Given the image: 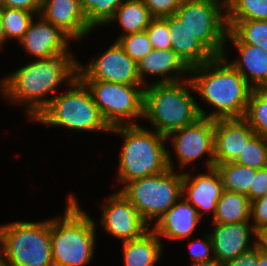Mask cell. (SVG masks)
<instances>
[{"label": "cell", "mask_w": 267, "mask_h": 266, "mask_svg": "<svg viewBox=\"0 0 267 266\" xmlns=\"http://www.w3.org/2000/svg\"><path fill=\"white\" fill-rule=\"evenodd\" d=\"M75 53H68L49 59L32 60L0 77V96L13 106H23L24 115L31 123L49 105L51 99L60 93L77 77L78 59ZM56 92V93H55Z\"/></svg>", "instance_id": "cell-1"}, {"label": "cell", "mask_w": 267, "mask_h": 266, "mask_svg": "<svg viewBox=\"0 0 267 266\" xmlns=\"http://www.w3.org/2000/svg\"><path fill=\"white\" fill-rule=\"evenodd\" d=\"M190 80L198 100H202V105L209 104L212 110L209 113L197 101L201 117L213 120L244 117L253 88L223 55L191 68Z\"/></svg>", "instance_id": "cell-2"}, {"label": "cell", "mask_w": 267, "mask_h": 266, "mask_svg": "<svg viewBox=\"0 0 267 266\" xmlns=\"http://www.w3.org/2000/svg\"><path fill=\"white\" fill-rule=\"evenodd\" d=\"M80 204L70 193L62 217H50L53 266H87L94 261L99 225Z\"/></svg>", "instance_id": "cell-3"}, {"label": "cell", "mask_w": 267, "mask_h": 266, "mask_svg": "<svg viewBox=\"0 0 267 266\" xmlns=\"http://www.w3.org/2000/svg\"><path fill=\"white\" fill-rule=\"evenodd\" d=\"M110 134L122 139L115 174V181L121 184L119 191L131 181L169 169L167 139L155 130L139 123L113 127Z\"/></svg>", "instance_id": "cell-4"}, {"label": "cell", "mask_w": 267, "mask_h": 266, "mask_svg": "<svg viewBox=\"0 0 267 266\" xmlns=\"http://www.w3.org/2000/svg\"><path fill=\"white\" fill-rule=\"evenodd\" d=\"M197 98L190 78L147 85L144 88L143 120L151 125V129L167 137L201 117Z\"/></svg>", "instance_id": "cell-5"}, {"label": "cell", "mask_w": 267, "mask_h": 266, "mask_svg": "<svg viewBox=\"0 0 267 266\" xmlns=\"http://www.w3.org/2000/svg\"><path fill=\"white\" fill-rule=\"evenodd\" d=\"M61 88L64 92L54 96L32 123L73 132L110 133L111 128L102 118L91 92L78 76Z\"/></svg>", "instance_id": "cell-6"}, {"label": "cell", "mask_w": 267, "mask_h": 266, "mask_svg": "<svg viewBox=\"0 0 267 266\" xmlns=\"http://www.w3.org/2000/svg\"><path fill=\"white\" fill-rule=\"evenodd\" d=\"M0 254L11 266H53L50 218L0 224Z\"/></svg>", "instance_id": "cell-7"}, {"label": "cell", "mask_w": 267, "mask_h": 266, "mask_svg": "<svg viewBox=\"0 0 267 266\" xmlns=\"http://www.w3.org/2000/svg\"><path fill=\"white\" fill-rule=\"evenodd\" d=\"M183 173L168 169L127 183L120 191L152 227L182 196Z\"/></svg>", "instance_id": "cell-8"}, {"label": "cell", "mask_w": 267, "mask_h": 266, "mask_svg": "<svg viewBox=\"0 0 267 266\" xmlns=\"http://www.w3.org/2000/svg\"><path fill=\"white\" fill-rule=\"evenodd\" d=\"M82 81L91 92L94 103L110 128L138 125L139 119L143 120L144 85L98 80Z\"/></svg>", "instance_id": "cell-9"}, {"label": "cell", "mask_w": 267, "mask_h": 266, "mask_svg": "<svg viewBox=\"0 0 267 266\" xmlns=\"http://www.w3.org/2000/svg\"><path fill=\"white\" fill-rule=\"evenodd\" d=\"M214 56H222L227 35L226 0H187L174 14Z\"/></svg>", "instance_id": "cell-10"}, {"label": "cell", "mask_w": 267, "mask_h": 266, "mask_svg": "<svg viewBox=\"0 0 267 266\" xmlns=\"http://www.w3.org/2000/svg\"><path fill=\"white\" fill-rule=\"evenodd\" d=\"M166 139L172 147L171 150L167 148V163L170 169L177 170L178 165L180 172L184 173L186 168H196L194 164L203 160L202 157L206 158L203 161L204 170L215 167L213 119L199 117L192 124L172 132ZM173 154L177 165L174 164Z\"/></svg>", "instance_id": "cell-11"}, {"label": "cell", "mask_w": 267, "mask_h": 266, "mask_svg": "<svg viewBox=\"0 0 267 266\" xmlns=\"http://www.w3.org/2000/svg\"><path fill=\"white\" fill-rule=\"evenodd\" d=\"M111 43L101 54L91 56L87 63L83 64L78 60L77 76L81 80L143 85L139 78L137 62L125 53L117 41Z\"/></svg>", "instance_id": "cell-12"}, {"label": "cell", "mask_w": 267, "mask_h": 266, "mask_svg": "<svg viewBox=\"0 0 267 266\" xmlns=\"http://www.w3.org/2000/svg\"><path fill=\"white\" fill-rule=\"evenodd\" d=\"M105 199L98 205L102 213L98 222L104 234L124 242L141 237L151 228L121 191L115 190Z\"/></svg>", "instance_id": "cell-13"}, {"label": "cell", "mask_w": 267, "mask_h": 266, "mask_svg": "<svg viewBox=\"0 0 267 266\" xmlns=\"http://www.w3.org/2000/svg\"><path fill=\"white\" fill-rule=\"evenodd\" d=\"M72 43L75 42L60 28L38 15L31 21L27 32L18 44L24 49V53L38 60L74 53Z\"/></svg>", "instance_id": "cell-14"}, {"label": "cell", "mask_w": 267, "mask_h": 266, "mask_svg": "<svg viewBox=\"0 0 267 266\" xmlns=\"http://www.w3.org/2000/svg\"><path fill=\"white\" fill-rule=\"evenodd\" d=\"M190 169L183 173L182 196L197 209L198 216L204 220V215L213 219L217 202L223 191L222 179L217 169H206L203 173H195ZM204 216V217H203Z\"/></svg>", "instance_id": "cell-15"}, {"label": "cell", "mask_w": 267, "mask_h": 266, "mask_svg": "<svg viewBox=\"0 0 267 266\" xmlns=\"http://www.w3.org/2000/svg\"><path fill=\"white\" fill-rule=\"evenodd\" d=\"M208 226L215 261L220 265L233 260L241 253L250 250L257 243V232L250 221L230 224L210 222Z\"/></svg>", "instance_id": "cell-16"}, {"label": "cell", "mask_w": 267, "mask_h": 266, "mask_svg": "<svg viewBox=\"0 0 267 266\" xmlns=\"http://www.w3.org/2000/svg\"><path fill=\"white\" fill-rule=\"evenodd\" d=\"M231 46L238 54L232 60L228 59L231 55L228 48ZM223 56L253 89L267 88V51H263L261 47L242 43L228 30Z\"/></svg>", "instance_id": "cell-17"}, {"label": "cell", "mask_w": 267, "mask_h": 266, "mask_svg": "<svg viewBox=\"0 0 267 266\" xmlns=\"http://www.w3.org/2000/svg\"><path fill=\"white\" fill-rule=\"evenodd\" d=\"M137 69L144 86L181 82L190 78V68L172 49H153L137 61ZM148 77L158 80L151 82Z\"/></svg>", "instance_id": "cell-18"}, {"label": "cell", "mask_w": 267, "mask_h": 266, "mask_svg": "<svg viewBox=\"0 0 267 266\" xmlns=\"http://www.w3.org/2000/svg\"><path fill=\"white\" fill-rule=\"evenodd\" d=\"M39 15L73 41L88 38L95 31L89 25L79 0H42Z\"/></svg>", "instance_id": "cell-19"}, {"label": "cell", "mask_w": 267, "mask_h": 266, "mask_svg": "<svg viewBox=\"0 0 267 266\" xmlns=\"http://www.w3.org/2000/svg\"><path fill=\"white\" fill-rule=\"evenodd\" d=\"M255 134L243 118L214 120L215 165L234 162Z\"/></svg>", "instance_id": "cell-20"}, {"label": "cell", "mask_w": 267, "mask_h": 266, "mask_svg": "<svg viewBox=\"0 0 267 266\" xmlns=\"http://www.w3.org/2000/svg\"><path fill=\"white\" fill-rule=\"evenodd\" d=\"M203 220L198 216L194 208L183 196L170 207L151 227L156 235L167 241H184L194 237L199 223Z\"/></svg>", "instance_id": "cell-21"}, {"label": "cell", "mask_w": 267, "mask_h": 266, "mask_svg": "<svg viewBox=\"0 0 267 266\" xmlns=\"http://www.w3.org/2000/svg\"><path fill=\"white\" fill-rule=\"evenodd\" d=\"M168 29L171 37V49L190 69L202 65L214 57L175 15L168 16Z\"/></svg>", "instance_id": "cell-22"}, {"label": "cell", "mask_w": 267, "mask_h": 266, "mask_svg": "<svg viewBox=\"0 0 267 266\" xmlns=\"http://www.w3.org/2000/svg\"><path fill=\"white\" fill-rule=\"evenodd\" d=\"M163 243L151 228L139 238L122 242L123 266H156L164 253Z\"/></svg>", "instance_id": "cell-23"}, {"label": "cell", "mask_w": 267, "mask_h": 266, "mask_svg": "<svg viewBox=\"0 0 267 266\" xmlns=\"http://www.w3.org/2000/svg\"><path fill=\"white\" fill-rule=\"evenodd\" d=\"M153 18L143 0H125L106 25L117 22L121 27L116 41L121 36L145 31Z\"/></svg>", "instance_id": "cell-24"}, {"label": "cell", "mask_w": 267, "mask_h": 266, "mask_svg": "<svg viewBox=\"0 0 267 266\" xmlns=\"http://www.w3.org/2000/svg\"><path fill=\"white\" fill-rule=\"evenodd\" d=\"M250 210L251 202L247 195L223 190L211 222L230 224L250 221Z\"/></svg>", "instance_id": "cell-25"}, {"label": "cell", "mask_w": 267, "mask_h": 266, "mask_svg": "<svg viewBox=\"0 0 267 266\" xmlns=\"http://www.w3.org/2000/svg\"><path fill=\"white\" fill-rule=\"evenodd\" d=\"M215 168L222 179L223 190L247 195L250 200V188L257 169L235 162L218 164Z\"/></svg>", "instance_id": "cell-26"}, {"label": "cell", "mask_w": 267, "mask_h": 266, "mask_svg": "<svg viewBox=\"0 0 267 266\" xmlns=\"http://www.w3.org/2000/svg\"><path fill=\"white\" fill-rule=\"evenodd\" d=\"M33 12L23 9L0 7V18L6 43L15 40L19 43L34 17Z\"/></svg>", "instance_id": "cell-27"}, {"label": "cell", "mask_w": 267, "mask_h": 266, "mask_svg": "<svg viewBox=\"0 0 267 266\" xmlns=\"http://www.w3.org/2000/svg\"><path fill=\"white\" fill-rule=\"evenodd\" d=\"M230 30L242 43L261 47L267 51V21L243 20L240 22H226Z\"/></svg>", "instance_id": "cell-28"}, {"label": "cell", "mask_w": 267, "mask_h": 266, "mask_svg": "<svg viewBox=\"0 0 267 266\" xmlns=\"http://www.w3.org/2000/svg\"><path fill=\"white\" fill-rule=\"evenodd\" d=\"M243 119L256 134L267 137V88L252 89Z\"/></svg>", "instance_id": "cell-29"}, {"label": "cell", "mask_w": 267, "mask_h": 266, "mask_svg": "<svg viewBox=\"0 0 267 266\" xmlns=\"http://www.w3.org/2000/svg\"><path fill=\"white\" fill-rule=\"evenodd\" d=\"M267 21V0H226V22Z\"/></svg>", "instance_id": "cell-30"}, {"label": "cell", "mask_w": 267, "mask_h": 266, "mask_svg": "<svg viewBox=\"0 0 267 266\" xmlns=\"http://www.w3.org/2000/svg\"><path fill=\"white\" fill-rule=\"evenodd\" d=\"M89 25L97 30L105 27L125 0H79Z\"/></svg>", "instance_id": "cell-31"}, {"label": "cell", "mask_w": 267, "mask_h": 266, "mask_svg": "<svg viewBox=\"0 0 267 266\" xmlns=\"http://www.w3.org/2000/svg\"><path fill=\"white\" fill-rule=\"evenodd\" d=\"M234 162L254 169L267 167V137L255 134Z\"/></svg>", "instance_id": "cell-32"}, {"label": "cell", "mask_w": 267, "mask_h": 266, "mask_svg": "<svg viewBox=\"0 0 267 266\" xmlns=\"http://www.w3.org/2000/svg\"><path fill=\"white\" fill-rule=\"evenodd\" d=\"M125 53L135 62L153 50L146 31L121 36L116 40Z\"/></svg>", "instance_id": "cell-33"}, {"label": "cell", "mask_w": 267, "mask_h": 266, "mask_svg": "<svg viewBox=\"0 0 267 266\" xmlns=\"http://www.w3.org/2000/svg\"><path fill=\"white\" fill-rule=\"evenodd\" d=\"M202 235L200 236L202 238L194 236L193 239L192 237L187 239L188 241H190L188 245V252L191 261L189 264L216 262L209 233L206 230Z\"/></svg>", "instance_id": "cell-34"}, {"label": "cell", "mask_w": 267, "mask_h": 266, "mask_svg": "<svg viewBox=\"0 0 267 266\" xmlns=\"http://www.w3.org/2000/svg\"><path fill=\"white\" fill-rule=\"evenodd\" d=\"M153 49H171V37L168 29V16L153 18L145 30Z\"/></svg>", "instance_id": "cell-35"}, {"label": "cell", "mask_w": 267, "mask_h": 266, "mask_svg": "<svg viewBox=\"0 0 267 266\" xmlns=\"http://www.w3.org/2000/svg\"><path fill=\"white\" fill-rule=\"evenodd\" d=\"M250 223L256 232L267 227V194L251 202Z\"/></svg>", "instance_id": "cell-36"}, {"label": "cell", "mask_w": 267, "mask_h": 266, "mask_svg": "<svg viewBox=\"0 0 267 266\" xmlns=\"http://www.w3.org/2000/svg\"><path fill=\"white\" fill-rule=\"evenodd\" d=\"M154 18L174 15L179 7L175 0H143Z\"/></svg>", "instance_id": "cell-37"}, {"label": "cell", "mask_w": 267, "mask_h": 266, "mask_svg": "<svg viewBox=\"0 0 267 266\" xmlns=\"http://www.w3.org/2000/svg\"><path fill=\"white\" fill-rule=\"evenodd\" d=\"M267 194V167L257 169L253 176V186L250 188V202Z\"/></svg>", "instance_id": "cell-38"}, {"label": "cell", "mask_w": 267, "mask_h": 266, "mask_svg": "<svg viewBox=\"0 0 267 266\" xmlns=\"http://www.w3.org/2000/svg\"><path fill=\"white\" fill-rule=\"evenodd\" d=\"M220 266H258V245L238 255L233 260L224 262Z\"/></svg>", "instance_id": "cell-39"}, {"label": "cell", "mask_w": 267, "mask_h": 266, "mask_svg": "<svg viewBox=\"0 0 267 266\" xmlns=\"http://www.w3.org/2000/svg\"><path fill=\"white\" fill-rule=\"evenodd\" d=\"M42 0H0V7L23 9L35 13H40Z\"/></svg>", "instance_id": "cell-40"}, {"label": "cell", "mask_w": 267, "mask_h": 266, "mask_svg": "<svg viewBox=\"0 0 267 266\" xmlns=\"http://www.w3.org/2000/svg\"><path fill=\"white\" fill-rule=\"evenodd\" d=\"M260 250L267 254V227L261 229L257 232V243Z\"/></svg>", "instance_id": "cell-41"}, {"label": "cell", "mask_w": 267, "mask_h": 266, "mask_svg": "<svg viewBox=\"0 0 267 266\" xmlns=\"http://www.w3.org/2000/svg\"><path fill=\"white\" fill-rule=\"evenodd\" d=\"M258 266H267V254L263 253L258 246Z\"/></svg>", "instance_id": "cell-42"}, {"label": "cell", "mask_w": 267, "mask_h": 266, "mask_svg": "<svg viewBox=\"0 0 267 266\" xmlns=\"http://www.w3.org/2000/svg\"><path fill=\"white\" fill-rule=\"evenodd\" d=\"M4 44H6L5 36L2 28L1 18H0V50L4 48Z\"/></svg>", "instance_id": "cell-43"}, {"label": "cell", "mask_w": 267, "mask_h": 266, "mask_svg": "<svg viewBox=\"0 0 267 266\" xmlns=\"http://www.w3.org/2000/svg\"><path fill=\"white\" fill-rule=\"evenodd\" d=\"M190 266H220L217 262L214 263H197V264H189Z\"/></svg>", "instance_id": "cell-44"}, {"label": "cell", "mask_w": 267, "mask_h": 266, "mask_svg": "<svg viewBox=\"0 0 267 266\" xmlns=\"http://www.w3.org/2000/svg\"><path fill=\"white\" fill-rule=\"evenodd\" d=\"M0 266H11L1 254H0Z\"/></svg>", "instance_id": "cell-45"}, {"label": "cell", "mask_w": 267, "mask_h": 266, "mask_svg": "<svg viewBox=\"0 0 267 266\" xmlns=\"http://www.w3.org/2000/svg\"><path fill=\"white\" fill-rule=\"evenodd\" d=\"M178 4H183L187 0H175Z\"/></svg>", "instance_id": "cell-46"}]
</instances>
